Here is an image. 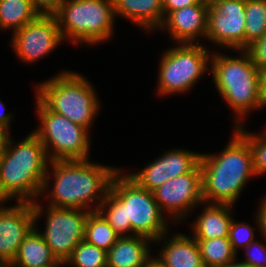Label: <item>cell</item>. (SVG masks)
I'll return each instance as SVG.
<instances>
[{
    "label": "cell",
    "mask_w": 266,
    "mask_h": 267,
    "mask_svg": "<svg viewBox=\"0 0 266 267\" xmlns=\"http://www.w3.org/2000/svg\"><path fill=\"white\" fill-rule=\"evenodd\" d=\"M119 169L89 159L49 161L39 198L47 197V205L56 208L97 211Z\"/></svg>",
    "instance_id": "1"
},
{
    "label": "cell",
    "mask_w": 266,
    "mask_h": 267,
    "mask_svg": "<svg viewBox=\"0 0 266 267\" xmlns=\"http://www.w3.org/2000/svg\"><path fill=\"white\" fill-rule=\"evenodd\" d=\"M232 132L219 154H200L202 196L206 203L235 205L247 182L257 177L247 140L236 129Z\"/></svg>",
    "instance_id": "2"
},
{
    "label": "cell",
    "mask_w": 266,
    "mask_h": 267,
    "mask_svg": "<svg viewBox=\"0 0 266 267\" xmlns=\"http://www.w3.org/2000/svg\"><path fill=\"white\" fill-rule=\"evenodd\" d=\"M21 141V142H20ZM0 153V199L3 202H35L47 173L49 159L44 145L31 131Z\"/></svg>",
    "instance_id": "3"
},
{
    "label": "cell",
    "mask_w": 266,
    "mask_h": 267,
    "mask_svg": "<svg viewBox=\"0 0 266 267\" xmlns=\"http://www.w3.org/2000/svg\"><path fill=\"white\" fill-rule=\"evenodd\" d=\"M236 52L239 55L232 57L214 51L210 60L214 86L237 115L233 127L244 125V119L251 110L265 108L261 95L260 70L245 50Z\"/></svg>",
    "instance_id": "4"
},
{
    "label": "cell",
    "mask_w": 266,
    "mask_h": 267,
    "mask_svg": "<svg viewBox=\"0 0 266 267\" xmlns=\"http://www.w3.org/2000/svg\"><path fill=\"white\" fill-rule=\"evenodd\" d=\"M36 86V96L51 111L88 130L91 128L101 102L94 85L86 77L73 70H62Z\"/></svg>",
    "instance_id": "5"
},
{
    "label": "cell",
    "mask_w": 266,
    "mask_h": 267,
    "mask_svg": "<svg viewBox=\"0 0 266 267\" xmlns=\"http://www.w3.org/2000/svg\"><path fill=\"white\" fill-rule=\"evenodd\" d=\"M54 15L64 41L74 45L96 46L114 36L113 0H64Z\"/></svg>",
    "instance_id": "6"
},
{
    "label": "cell",
    "mask_w": 266,
    "mask_h": 267,
    "mask_svg": "<svg viewBox=\"0 0 266 267\" xmlns=\"http://www.w3.org/2000/svg\"><path fill=\"white\" fill-rule=\"evenodd\" d=\"M35 106L40 124L32 132L44 145L50 161L89 159L90 130L51 111L36 95Z\"/></svg>",
    "instance_id": "7"
},
{
    "label": "cell",
    "mask_w": 266,
    "mask_h": 267,
    "mask_svg": "<svg viewBox=\"0 0 266 267\" xmlns=\"http://www.w3.org/2000/svg\"><path fill=\"white\" fill-rule=\"evenodd\" d=\"M122 170L120 167L113 175L109 189L125 203L126 223H131V236H144L154 242L169 232L167 216L158 206L153 192L139 186Z\"/></svg>",
    "instance_id": "8"
},
{
    "label": "cell",
    "mask_w": 266,
    "mask_h": 267,
    "mask_svg": "<svg viewBox=\"0 0 266 267\" xmlns=\"http://www.w3.org/2000/svg\"><path fill=\"white\" fill-rule=\"evenodd\" d=\"M200 44L178 43L163 52L158 70L157 96L189 92L208 71L212 52Z\"/></svg>",
    "instance_id": "9"
},
{
    "label": "cell",
    "mask_w": 266,
    "mask_h": 267,
    "mask_svg": "<svg viewBox=\"0 0 266 267\" xmlns=\"http://www.w3.org/2000/svg\"><path fill=\"white\" fill-rule=\"evenodd\" d=\"M33 202L35 228L39 231L52 254L58 261L66 262L74 248L84 240L85 223L90 213L76 208H56L38 202ZM41 203V204H40ZM45 209V210H44ZM45 214V229H38V222Z\"/></svg>",
    "instance_id": "10"
},
{
    "label": "cell",
    "mask_w": 266,
    "mask_h": 267,
    "mask_svg": "<svg viewBox=\"0 0 266 267\" xmlns=\"http://www.w3.org/2000/svg\"><path fill=\"white\" fill-rule=\"evenodd\" d=\"M153 194L161 211L173 220L171 223L182 224L194 212L193 209L201 207L204 202L200 164L189 173L166 181Z\"/></svg>",
    "instance_id": "11"
},
{
    "label": "cell",
    "mask_w": 266,
    "mask_h": 267,
    "mask_svg": "<svg viewBox=\"0 0 266 267\" xmlns=\"http://www.w3.org/2000/svg\"><path fill=\"white\" fill-rule=\"evenodd\" d=\"M246 0L209 2L206 39L222 49L245 50Z\"/></svg>",
    "instance_id": "12"
},
{
    "label": "cell",
    "mask_w": 266,
    "mask_h": 267,
    "mask_svg": "<svg viewBox=\"0 0 266 267\" xmlns=\"http://www.w3.org/2000/svg\"><path fill=\"white\" fill-rule=\"evenodd\" d=\"M64 39L54 14H39L12 33L11 47L21 62L33 64L56 50Z\"/></svg>",
    "instance_id": "13"
},
{
    "label": "cell",
    "mask_w": 266,
    "mask_h": 267,
    "mask_svg": "<svg viewBox=\"0 0 266 267\" xmlns=\"http://www.w3.org/2000/svg\"><path fill=\"white\" fill-rule=\"evenodd\" d=\"M5 203H0V267L12 263L24 238L35 227L33 202Z\"/></svg>",
    "instance_id": "14"
},
{
    "label": "cell",
    "mask_w": 266,
    "mask_h": 267,
    "mask_svg": "<svg viewBox=\"0 0 266 267\" xmlns=\"http://www.w3.org/2000/svg\"><path fill=\"white\" fill-rule=\"evenodd\" d=\"M200 154L182 148L170 149L143 169L127 175L139 186L153 192L166 181L189 173L199 163Z\"/></svg>",
    "instance_id": "15"
},
{
    "label": "cell",
    "mask_w": 266,
    "mask_h": 267,
    "mask_svg": "<svg viewBox=\"0 0 266 267\" xmlns=\"http://www.w3.org/2000/svg\"><path fill=\"white\" fill-rule=\"evenodd\" d=\"M209 3L200 0L196 5L170 12L158 29L167 31L175 43L199 44L207 34Z\"/></svg>",
    "instance_id": "16"
},
{
    "label": "cell",
    "mask_w": 266,
    "mask_h": 267,
    "mask_svg": "<svg viewBox=\"0 0 266 267\" xmlns=\"http://www.w3.org/2000/svg\"><path fill=\"white\" fill-rule=\"evenodd\" d=\"M168 234L169 232L164 233L154 241L155 245L162 244L157 259L165 267H205L200 248L193 236L182 232L173 233L171 237Z\"/></svg>",
    "instance_id": "17"
},
{
    "label": "cell",
    "mask_w": 266,
    "mask_h": 267,
    "mask_svg": "<svg viewBox=\"0 0 266 267\" xmlns=\"http://www.w3.org/2000/svg\"><path fill=\"white\" fill-rule=\"evenodd\" d=\"M198 217L192 221L191 230L195 239H213L229 237V227L233 219V207L230 204L202 203Z\"/></svg>",
    "instance_id": "18"
},
{
    "label": "cell",
    "mask_w": 266,
    "mask_h": 267,
    "mask_svg": "<svg viewBox=\"0 0 266 267\" xmlns=\"http://www.w3.org/2000/svg\"><path fill=\"white\" fill-rule=\"evenodd\" d=\"M116 19L131 21L147 33L158 31L164 22L162 0H113Z\"/></svg>",
    "instance_id": "19"
},
{
    "label": "cell",
    "mask_w": 266,
    "mask_h": 267,
    "mask_svg": "<svg viewBox=\"0 0 266 267\" xmlns=\"http://www.w3.org/2000/svg\"><path fill=\"white\" fill-rule=\"evenodd\" d=\"M150 243L144 236L119 237L107 251V267H144L152 256Z\"/></svg>",
    "instance_id": "20"
},
{
    "label": "cell",
    "mask_w": 266,
    "mask_h": 267,
    "mask_svg": "<svg viewBox=\"0 0 266 267\" xmlns=\"http://www.w3.org/2000/svg\"><path fill=\"white\" fill-rule=\"evenodd\" d=\"M56 261L50 247L34 227L24 238L15 259L8 267H44Z\"/></svg>",
    "instance_id": "21"
},
{
    "label": "cell",
    "mask_w": 266,
    "mask_h": 267,
    "mask_svg": "<svg viewBox=\"0 0 266 267\" xmlns=\"http://www.w3.org/2000/svg\"><path fill=\"white\" fill-rule=\"evenodd\" d=\"M38 15L30 0H0V30L13 33Z\"/></svg>",
    "instance_id": "22"
},
{
    "label": "cell",
    "mask_w": 266,
    "mask_h": 267,
    "mask_svg": "<svg viewBox=\"0 0 266 267\" xmlns=\"http://www.w3.org/2000/svg\"><path fill=\"white\" fill-rule=\"evenodd\" d=\"M195 240L200 248L205 267H223L238 259L229 237Z\"/></svg>",
    "instance_id": "23"
},
{
    "label": "cell",
    "mask_w": 266,
    "mask_h": 267,
    "mask_svg": "<svg viewBox=\"0 0 266 267\" xmlns=\"http://www.w3.org/2000/svg\"><path fill=\"white\" fill-rule=\"evenodd\" d=\"M119 237L98 211H92L88 214L84 232V240L86 242L107 252Z\"/></svg>",
    "instance_id": "24"
},
{
    "label": "cell",
    "mask_w": 266,
    "mask_h": 267,
    "mask_svg": "<svg viewBox=\"0 0 266 267\" xmlns=\"http://www.w3.org/2000/svg\"><path fill=\"white\" fill-rule=\"evenodd\" d=\"M120 236H131V223H126L125 203L110 189L97 210Z\"/></svg>",
    "instance_id": "25"
},
{
    "label": "cell",
    "mask_w": 266,
    "mask_h": 267,
    "mask_svg": "<svg viewBox=\"0 0 266 267\" xmlns=\"http://www.w3.org/2000/svg\"><path fill=\"white\" fill-rule=\"evenodd\" d=\"M245 48L266 32V0H246Z\"/></svg>",
    "instance_id": "26"
},
{
    "label": "cell",
    "mask_w": 266,
    "mask_h": 267,
    "mask_svg": "<svg viewBox=\"0 0 266 267\" xmlns=\"http://www.w3.org/2000/svg\"><path fill=\"white\" fill-rule=\"evenodd\" d=\"M65 264L73 267H107V252L83 240Z\"/></svg>",
    "instance_id": "27"
},
{
    "label": "cell",
    "mask_w": 266,
    "mask_h": 267,
    "mask_svg": "<svg viewBox=\"0 0 266 267\" xmlns=\"http://www.w3.org/2000/svg\"><path fill=\"white\" fill-rule=\"evenodd\" d=\"M245 125L233 127L248 142L253 156V167L257 177L266 173V127L262 132H250Z\"/></svg>",
    "instance_id": "28"
},
{
    "label": "cell",
    "mask_w": 266,
    "mask_h": 267,
    "mask_svg": "<svg viewBox=\"0 0 266 267\" xmlns=\"http://www.w3.org/2000/svg\"><path fill=\"white\" fill-rule=\"evenodd\" d=\"M255 228L244 222L232 219L229 227V241L233 250L238 254V249L246 248L255 239Z\"/></svg>",
    "instance_id": "29"
},
{
    "label": "cell",
    "mask_w": 266,
    "mask_h": 267,
    "mask_svg": "<svg viewBox=\"0 0 266 267\" xmlns=\"http://www.w3.org/2000/svg\"><path fill=\"white\" fill-rule=\"evenodd\" d=\"M244 258L242 262L252 267H266V244L254 240L244 248Z\"/></svg>",
    "instance_id": "30"
},
{
    "label": "cell",
    "mask_w": 266,
    "mask_h": 267,
    "mask_svg": "<svg viewBox=\"0 0 266 267\" xmlns=\"http://www.w3.org/2000/svg\"><path fill=\"white\" fill-rule=\"evenodd\" d=\"M245 51L260 71L266 68V32L248 45Z\"/></svg>",
    "instance_id": "31"
},
{
    "label": "cell",
    "mask_w": 266,
    "mask_h": 267,
    "mask_svg": "<svg viewBox=\"0 0 266 267\" xmlns=\"http://www.w3.org/2000/svg\"><path fill=\"white\" fill-rule=\"evenodd\" d=\"M64 0H30L39 14H54Z\"/></svg>",
    "instance_id": "32"
},
{
    "label": "cell",
    "mask_w": 266,
    "mask_h": 267,
    "mask_svg": "<svg viewBox=\"0 0 266 267\" xmlns=\"http://www.w3.org/2000/svg\"><path fill=\"white\" fill-rule=\"evenodd\" d=\"M257 207V211L255 210L256 216L254 217L256 221L255 228H258L256 230L261 232L260 236L266 241V195L260 200V204Z\"/></svg>",
    "instance_id": "33"
},
{
    "label": "cell",
    "mask_w": 266,
    "mask_h": 267,
    "mask_svg": "<svg viewBox=\"0 0 266 267\" xmlns=\"http://www.w3.org/2000/svg\"><path fill=\"white\" fill-rule=\"evenodd\" d=\"M200 0H162L164 18L172 11L196 5Z\"/></svg>",
    "instance_id": "34"
},
{
    "label": "cell",
    "mask_w": 266,
    "mask_h": 267,
    "mask_svg": "<svg viewBox=\"0 0 266 267\" xmlns=\"http://www.w3.org/2000/svg\"><path fill=\"white\" fill-rule=\"evenodd\" d=\"M10 127L6 125H0V153L5 150L10 143L11 138Z\"/></svg>",
    "instance_id": "35"
},
{
    "label": "cell",
    "mask_w": 266,
    "mask_h": 267,
    "mask_svg": "<svg viewBox=\"0 0 266 267\" xmlns=\"http://www.w3.org/2000/svg\"><path fill=\"white\" fill-rule=\"evenodd\" d=\"M0 125H6L9 126L11 128V121L13 119V113H10L7 111L5 112L6 108H5V104L4 102L1 101L0 99Z\"/></svg>",
    "instance_id": "36"
},
{
    "label": "cell",
    "mask_w": 266,
    "mask_h": 267,
    "mask_svg": "<svg viewBox=\"0 0 266 267\" xmlns=\"http://www.w3.org/2000/svg\"><path fill=\"white\" fill-rule=\"evenodd\" d=\"M260 75H261V95L263 103L266 107V68L260 71Z\"/></svg>",
    "instance_id": "37"
},
{
    "label": "cell",
    "mask_w": 266,
    "mask_h": 267,
    "mask_svg": "<svg viewBox=\"0 0 266 267\" xmlns=\"http://www.w3.org/2000/svg\"><path fill=\"white\" fill-rule=\"evenodd\" d=\"M152 255L145 263L144 267H165L156 256Z\"/></svg>",
    "instance_id": "38"
},
{
    "label": "cell",
    "mask_w": 266,
    "mask_h": 267,
    "mask_svg": "<svg viewBox=\"0 0 266 267\" xmlns=\"http://www.w3.org/2000/svg\"><path fill=\"white\" fill-rule=\"evenodd\" d=\"M235 259L233 262H230L229 264L223 266V267H252L251 265L244 263L242 261H236Z\"/></svg>",
    "instance_id": "39"
},
{
    "label": "cell",
    "mask_w": 266,
    "mask_h": 267,
    "mask_svg": "<svg viewBox=\"0 0 266 267\" xmlns=\"http://www.w3.org/2000/svg\"><path fill=\"white\" fill-rule=\"evenodd\" d=\"M66 266V264L62 261H56L54 264H51L49 266H44V267H63Z\"/></svg>",
    "instance_id": "40"
},
{
    "label": "cell",
    "mask_w": 266,
    "mask_h": 267,
    "mask_svg": "<svg viewBox=\"0 0 266 267\" xmlns=\"http://www.w3.org/2000/svg\"><path fill=\"white\" fill-rule=\"evenodd\" d=\"M204 1H206V2H208V3H209V2H212V1H214V0H204Z\"/></svg>",
    "instance_id": "41"
}]
</instances>
